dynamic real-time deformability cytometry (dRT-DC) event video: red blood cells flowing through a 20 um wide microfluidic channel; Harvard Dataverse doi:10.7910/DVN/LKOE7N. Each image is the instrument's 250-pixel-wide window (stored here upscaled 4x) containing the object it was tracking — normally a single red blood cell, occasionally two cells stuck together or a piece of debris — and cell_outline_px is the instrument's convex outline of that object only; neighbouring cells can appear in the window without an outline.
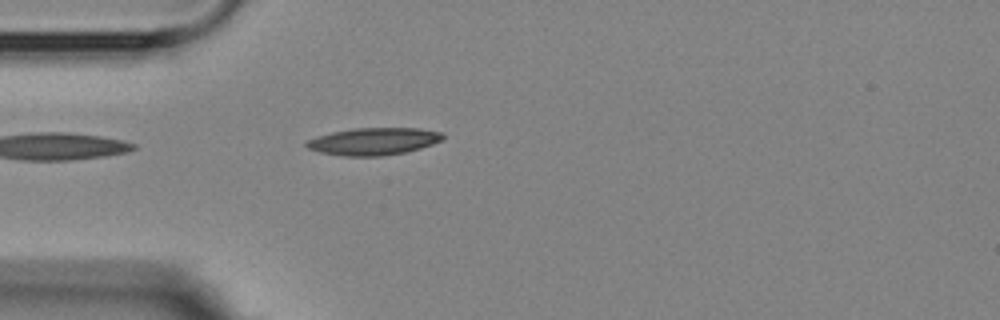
{"species": "Egyptian fruit bat (a non-hibernating species)", "species_latin": "Rousettus aegyptiacus", "temperature_condition": "room temperature", "stored_images_in_passage": 3, "camera_frame_rate_fps": 3000, "um_per_image_px": 0.085, "animal": {"sex": "female"}, "frame": {"image": 1, "passage_image": 3, "time_ms": 2.333, "image_size_px": [1000, 320], "cell_outline_px": [[444, 140], [420, 148], [404, 152], [380, 156], [344, 156], [320, 152], [308, 148], [304, 144], [304, 140], [316, 136], [332, 132], [356, 128], [420, 128], [440, 132], [444, 136]], "centroid_in_image_um": [31.72, 12.01], "position_along_channel_um": 53.3, "area_um2": 21.68}}